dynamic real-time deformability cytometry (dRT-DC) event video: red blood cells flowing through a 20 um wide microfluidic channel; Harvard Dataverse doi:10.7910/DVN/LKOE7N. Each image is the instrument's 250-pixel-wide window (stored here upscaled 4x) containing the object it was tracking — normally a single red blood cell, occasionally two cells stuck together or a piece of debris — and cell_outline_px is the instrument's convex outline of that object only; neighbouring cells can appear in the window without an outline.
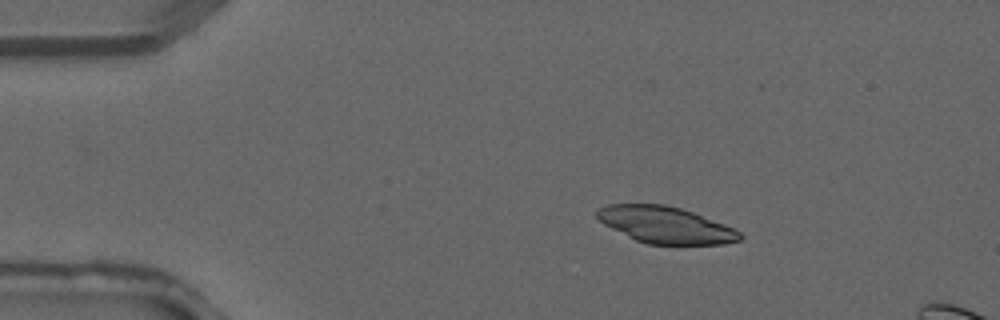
{"species": "common noctule bat (a hibernating species)", "species_latin": "Nyctalus noctula", "temperature_condition": "warm", "stored_images_in_passage": 3, "segment_of_instrument_passage": [1, 2], "camera_frame_rate_fps": 3000, "um_per_image_px": 0.085, "animal": {"sex": "male", "forearm_length_mm": 52.5}, "frame": {"image": 1, "passage_image": 1, "time_ms": 0.0, "image_size_px": [1000, 320], "cell_outline_px": [[744, 236], [740, 240], [724, 244], [648, 244], [636, 240], [604, 224], [596, 216], [596, 212], [600, 208], [608, 204], [664, 204], [680, 208], [692, 212], [736, 228]], "centroid_in_image_um": [56.61, 19.12], "position_along_channel_um": 28.4, "area_um2": 30.29}}